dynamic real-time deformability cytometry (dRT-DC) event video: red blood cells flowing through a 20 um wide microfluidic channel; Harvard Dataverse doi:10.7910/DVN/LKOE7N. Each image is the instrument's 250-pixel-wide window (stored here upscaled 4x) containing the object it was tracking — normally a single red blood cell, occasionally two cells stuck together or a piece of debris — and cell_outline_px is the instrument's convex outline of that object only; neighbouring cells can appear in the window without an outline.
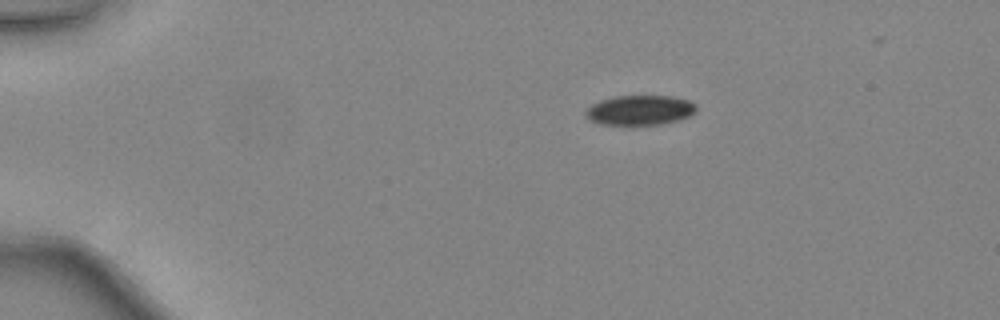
{"species": "common noctule bat (a hibernating species)", "species_latin": "Nyctalus noctula", "temperature_condition": "warm", "stored_images_in_passage": 39, "camera_frame_rate_fps": 3000, "um_per_image_px": 0.085, "animal": {"sex": "female", "body_mass_g": 24.6, "forearm_length_mm": 56.2}, "frame": {"image": 1, "passage_image": 1, "time_ms": 0.0, "image_size_px": [1000, 320], "cell_outline_px": [[696, 112], [680, 120], [660, 124], [600, 124], [588, 120], [584, 116], [584, 112], [592, 104], [600, 100], [616, 96], [672, 96], [688, 100], [696, 104]], "centroid_in_image_um": [54.37, 9.36], "position_along_channel_um": 30.6, "area_um2": 19.25}}
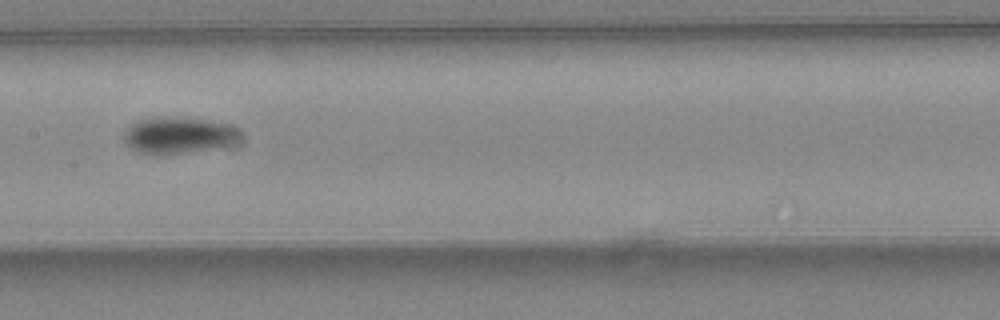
{"frame": {"image": 2, "passage_image": 17, "time_ms": 5.333, "image_size_px": [1000, 320], "cell_outline_px": [[240, 136], [228, 144], [188, 152], [160, 156], [156, 156], [136, 152], [128, 148], [124, 140], [124, 128], [140, 120], [204, 120], [232, 124], [240, 132]], "centroid_in_image_um": [15.08, 11.57], "position_along_channel_um": 192.3, "area_um2": 23.76}}
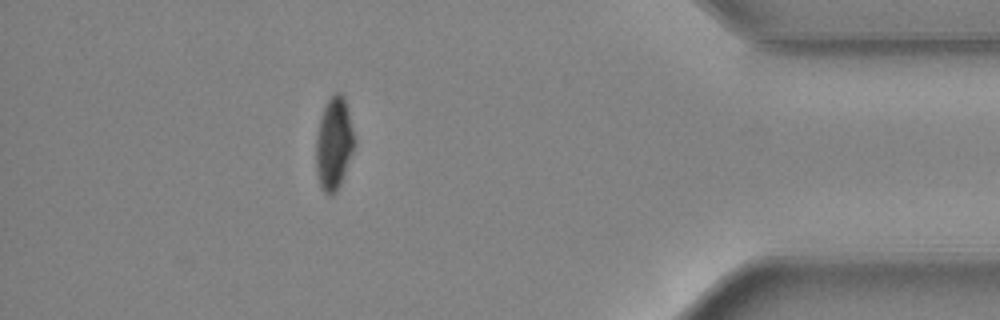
{"frame": {"image": 3, "passage_image": 34, "time_ms": 11.0, "image_size_px": [1000, 320], "cell_outline_px": [[356, 144], [340, 184], [336, 192], [332, 196], [328, 196], [324, 192], [320, 184], [316, 172], [316, 136], [320, 116], [328, 100], [336, 92], [340, 92], [344, 96], [356, 140]], "centroid_in_image_um": [28.39, 12.21], "position_along_channel_um": 406.8, "area_um2": 20.81}, "authors_computed_cell_mechanics": {"area_um2": 21.9062, "velocity_mm_per_s": 4.4773, "shape_relaxation_time_tau1_ms": 4.9877, "shape_relaxation_time_tau2_ms": null, "deformation_change_tau1": 0.1214, "deformation_change_tau2": null}}